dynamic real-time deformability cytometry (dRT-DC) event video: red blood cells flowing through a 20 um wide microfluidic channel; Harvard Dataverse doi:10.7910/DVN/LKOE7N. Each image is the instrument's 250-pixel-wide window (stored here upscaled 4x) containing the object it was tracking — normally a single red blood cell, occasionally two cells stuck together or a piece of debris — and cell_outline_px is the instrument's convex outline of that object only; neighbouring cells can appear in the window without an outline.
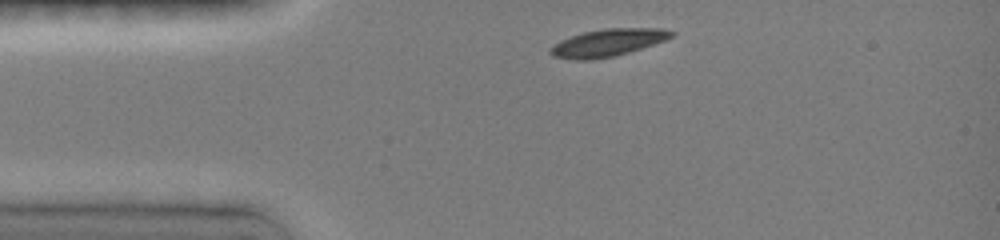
{"species": "common noctule bat (a hibernating species)", "species_latin": "Nyctalus noctula", "temperature_condition": "room temperature", "stored_images_in_passage": 31, "camera_frame_rate_fps": 3000, "um_per_image_px": 0.085, "animal": {"sex": "female", "body_mass_g": 19.0, "forearm_length_mm": 51.5}, "frame": {"image": 1, "passage_image": 1, "time_ms": 0.0, "image_size_px": [1000, 240], "cell_outline_px": [[676, 32], [672, 36], [664, 40], [640, 48], [612, 56], [552, 56], [548, 52], [560, 40], [584, 32], [604, 28], [660, 28]], "centroid_in_image_um": [51.77, 3.54], "position_along_channel_um": 33.2, "area_um2": 17.8}}
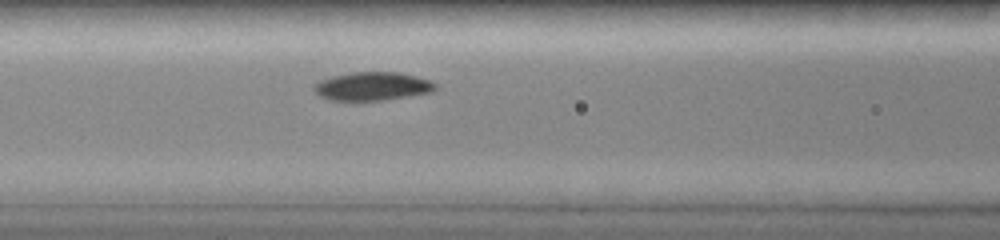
{"frame": {"image": 2, "passage_image": 8, "time_ms": 2.333, "image_size_px": [1000, 240], "cell_outline_px": [[436, 88], [432, 92], [384, 100], [332, 100], [320, 96], [316, 92], [316, 84], [320, 80], [332, 76], [352, 72], [400, 72], [416, 76], [428, 80], [436, 84]], "centroid_in_image_um": [31.69, 7.32], "position_along_channel_um": 134.9, "area_um2": 19.83}}
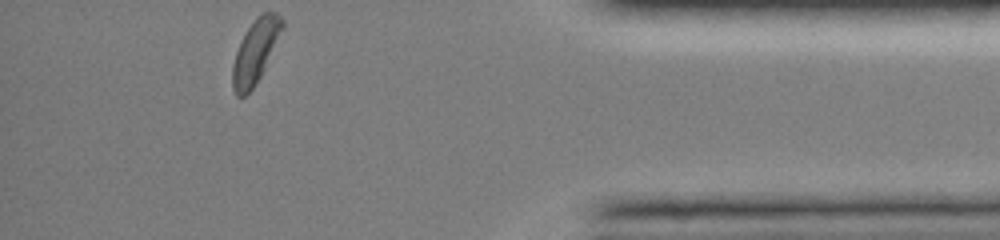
{"frame": {"image": 3, "passage_image": 31, "time_ms": 10.0, "image_size_px": [1000, 240], "cell_outline_px": [[284, 28], [260, 76], [252, 88], [244, 96], [236, 96], [232, 88], [232, 64], [240, 40], [256, 16], [260, 12], [276, 12], [284, 20]], "centroid_in_image_um": [21.7, 4.33], "position_along_channel_um": 413.5, "area_um2": 18.32}, "authors_computed_cell_mechanics": {"area_um2": 19.3052, "velocity_mm_per_s": 3.9865, "shape_relaxation_time_tau1_ms": 1.2212, "shape_relaxation_time_tau2_ms": null, "deformation_change_tau1": 0.0879, "deformation_change_tau2": null}}